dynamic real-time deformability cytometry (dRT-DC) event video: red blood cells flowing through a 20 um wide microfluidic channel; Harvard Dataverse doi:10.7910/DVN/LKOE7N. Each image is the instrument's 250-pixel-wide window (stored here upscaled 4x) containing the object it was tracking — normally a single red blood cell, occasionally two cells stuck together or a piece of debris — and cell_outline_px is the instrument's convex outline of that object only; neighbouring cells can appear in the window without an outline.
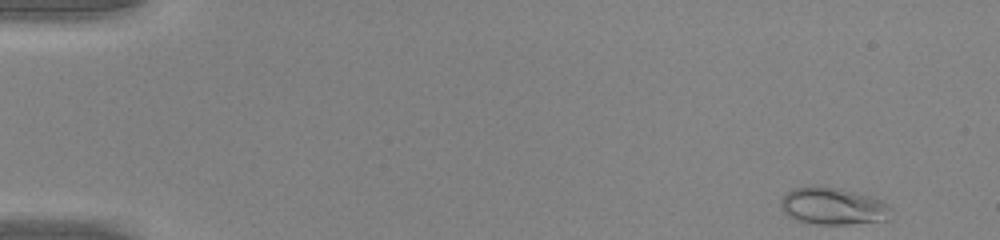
{"species": "common noctule bat (a hibernating species)", "species_latin": "Nyctalus noctula", "temperature_condition": "warm", "stored_images_in_passage": 46, "camera_frame_rate_fps": 3000, "um_per_image_px": 0.085, "animal": {"sex": "male", "body_mass_g": 20.0, "forearm_length_mm": 53.3}, "frame": {"image": 1, "passage_image": 1, "time_ms": 0.0, "image_size_px": [1000, 240], "cell_outline_px": [[892, 220], [848, 224], [816, 224], [800, 220], [788, 216], [780, 208], [780, 200], [788, 192], [796, 188], [840, 188], [868, 196], [880, 200], [888, 204], [892, 208]], "centroid_in_image_um": [70.88, 17.56], "position_along_channel_um": 14.1, "area_um2": 23.47}}
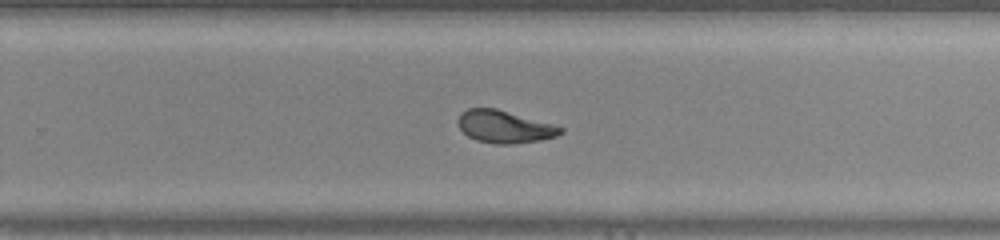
{"frame": {"image": 2, "passage_image": 30, "time_ms": 9.667, "image_size_px": [1000, 240], "cell_outline_px": [[564, 132], [556, 136], [540, 140], [512, 144], [496, 144], [476, 140], [468, 136], [460, 128], [456, 120], [460, 112], [468, 108], [496, 108], [552, 124], [564, 128]], "centroid_in_image_um": [42.85, 10.77], "position_along_channel_um": 287.0, "area_um2": 19.36}}
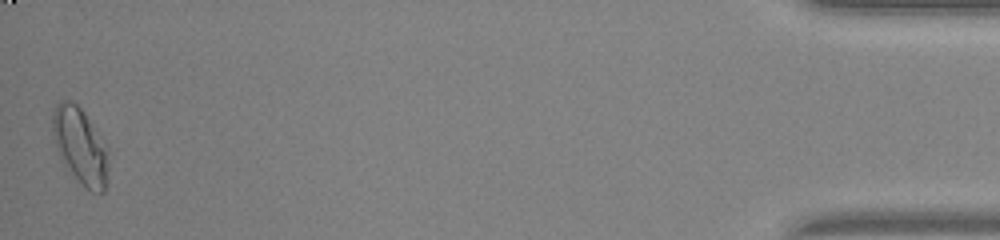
{"frame": {"image": 3, "passage_image": 46, "time_ms": 15.0, "image_size_px": [1000, 240], "cell_outline_px": [[108, 164], [104, 192], [92, 192], [72, 172], [60, 156], [52, 132], [52, 116], [56, 104], [60, 100], [72, 100], [84, 112], [104, 148]], "centroid_in_image_um": [6.77, 12.35], "position_along_channel_um": 428.4, "area_um2": 23.35}, "authors_computed_cell_mechanics": {"area_um2": 20.2878, "velocity_mm_per_s": 4.2647, "shape_relaxation_time_tau1_ms": 4.0552, "shape_relaxation_time_tau2_ms": 1.0527, "deformation_change_tau1": 0.2025, "deformation_change_tau2": 0.0752}}